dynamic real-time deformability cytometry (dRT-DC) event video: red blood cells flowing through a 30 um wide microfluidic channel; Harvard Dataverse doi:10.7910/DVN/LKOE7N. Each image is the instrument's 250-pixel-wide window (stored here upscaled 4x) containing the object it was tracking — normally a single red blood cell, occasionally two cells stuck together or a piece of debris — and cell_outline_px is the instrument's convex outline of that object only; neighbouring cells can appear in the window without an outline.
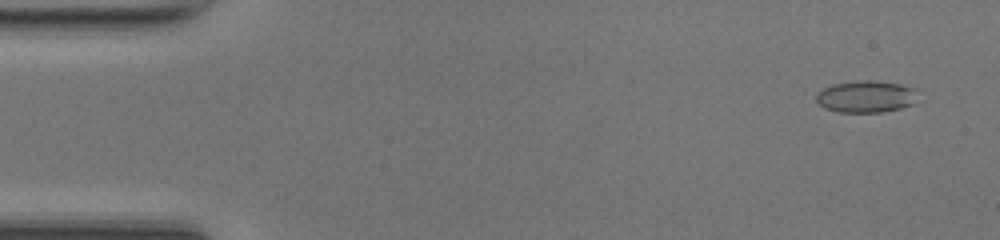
{"species": "common noctule bat (a hibernating species)", "species_latin": "Nyctalus noctula", "temperature_condition": "room temperature", "stored_images_in_passage": 49, "camera_frame_rate_fps": 3000, "um_per_image_px": 0.085, "animal": {"sex": "female", "body_mass_g": 17.0, "forearm_length_mm": 48.0}, "frame": {"image": 1, "passage_image": 3, "time_ms": 0.667, "image_size_px": [1000, 240], "cell_outline_px": [[916, 88], [912, 104], [900, 108], [880, 112], [836, 112], [824, 108], [816, 100], [816, 96], [824, 88], [832, 84], [860, 80], [872, 80], [900, 84]], "centroid_in_image_um": [73.58, 8.2], "position_along_channel_um": 11.4, "area_um2": 18.67}}
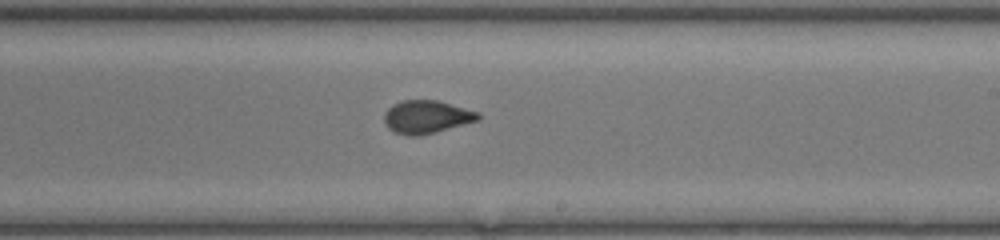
{"frame": {"image": 2, "passage_image": 29, "time_ms": 9.333, "image_size_px": [1000, 240], "cell_outline_px": [[480, 120], [436, 132], [420, 136], [408, 136], [392, 132], [384, 124], [384, 112], [392, 104], [404, 100], [436, 100], [480, 112]], "centroid_in_image_um": [36.24, 9.95], "position_along_channel_um": 252.8, "area_um2": 18.32}}
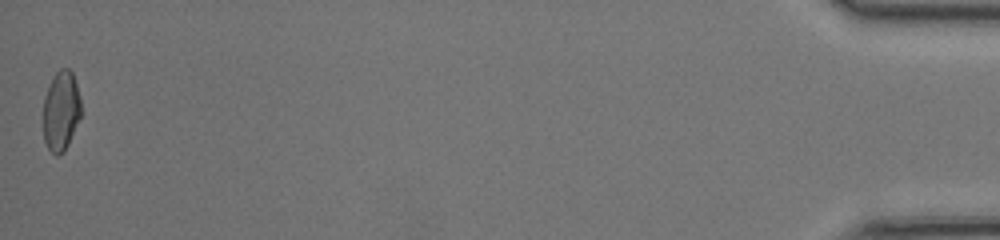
{"frame": {"image": 3, "passage_image": 49, "time_ms": 16.0, "image_size_px": [1000, 240], "cell_outline_px": [[80, 116], [68, 144], [64, 152], [56, 156], [48, 148], [44, 140], [44, 96], [52, 76], [60, 68], [68, 68], [72, 72], [80, 96]], "centroid_in_image_um": [5.18, 9.4], "position_along_channel_um": 430.0, "area_um2": 17.46}}